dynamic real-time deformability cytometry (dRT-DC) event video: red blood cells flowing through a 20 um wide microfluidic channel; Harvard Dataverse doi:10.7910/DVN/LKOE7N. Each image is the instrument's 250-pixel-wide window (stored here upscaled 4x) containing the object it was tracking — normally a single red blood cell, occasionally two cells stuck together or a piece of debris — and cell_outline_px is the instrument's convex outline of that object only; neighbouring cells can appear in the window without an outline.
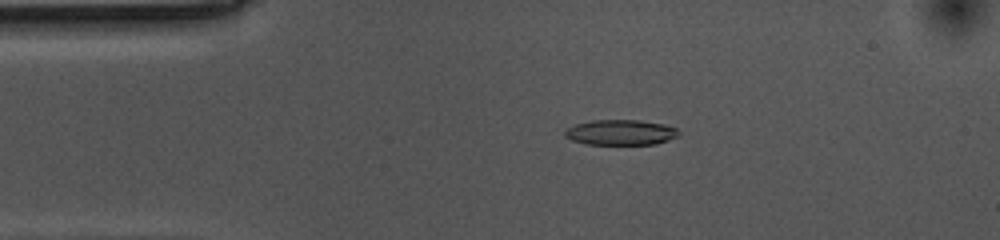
{"species": "common noctule bat (a hibernating species)", "species_latin": "Nyctalus noctula", "temperature_condition": "cold", "stored_images_in_passage": 55, "camera_frame_rate_fps": 3000, "um_per_image_px": 0.085, "animal": {"sex": "female", "body_mass_g": 10.0, "forearm_length_mm": 53.1}, "frame": {"image": 1, "passage_image": 10, "time_ms": 3.0, "image_size_px": [1000, 240], "cell_outline_px": [[680, 136], [656, 144], [588, 144], [572, 140], [564, 136], [564, 132], [568, 128], [576, 124], [592, 120], [640, 120], [664, 124], [676, 128], [680, 132]], "centroid_in_image_um": [52.79, 11.25], "position_along_channel_um": 32.2, "area_um2": 16.82}}
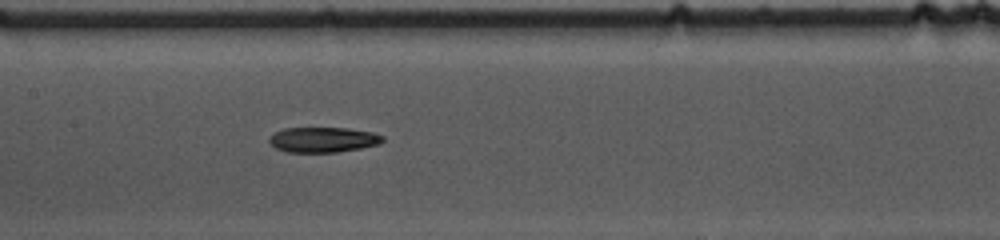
{"frame": {"image": 2, "passage_image": 25, "time_ms": 8.0, "image_size_px": [1000, 240], "cell_outline_px": [[384, 140], [380, 144], [360, 148], [336, 152], [288, 152], [276, 148], [268, 140], [276, 132], [284, 128], [348, 128], [372, 132], [384, 136]], "centroid_in_image_um": [27.5, 11.87], "position_along_channel_um": 179.9, "area_um2": 16.53}}
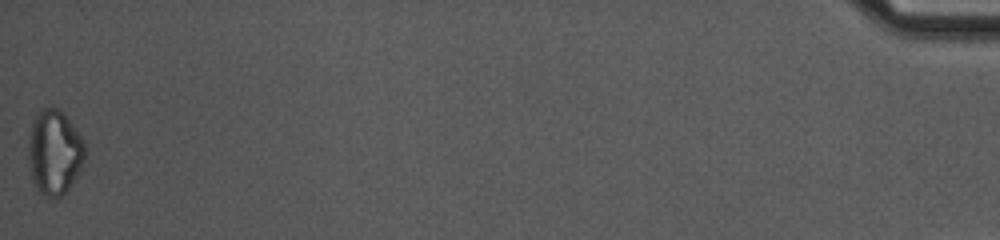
{"frame": {"image": 3, "passage_image": 55, "time_ms": 18.0, "image_size_px": [1000, 240], "cell_outline_px": [[88, 152], [76, 176], [68, 188], [60, 196], [44, 196], [36, 188], [32, 180], [28, 156], [28, 140], [32, 124], [36, 112], [44, 108], [56, 108], [72, 124], [84, 140]], "centroid_in_image_um": [4.63, 12.94], "position_along_channel_um": 430.6, "area_um2": 27.74}, "authors_computed_cell_mechanics": {"area_um2": 17.5134, "velocity_mm_per_s": 3.5571, "shape_relaxation_time_tau1_ms": 6.3635, "shape_relaxation_time_tau2_ms": null, "deformation_change_tau1": 0.1503, "deformation_change_tau2": null}}